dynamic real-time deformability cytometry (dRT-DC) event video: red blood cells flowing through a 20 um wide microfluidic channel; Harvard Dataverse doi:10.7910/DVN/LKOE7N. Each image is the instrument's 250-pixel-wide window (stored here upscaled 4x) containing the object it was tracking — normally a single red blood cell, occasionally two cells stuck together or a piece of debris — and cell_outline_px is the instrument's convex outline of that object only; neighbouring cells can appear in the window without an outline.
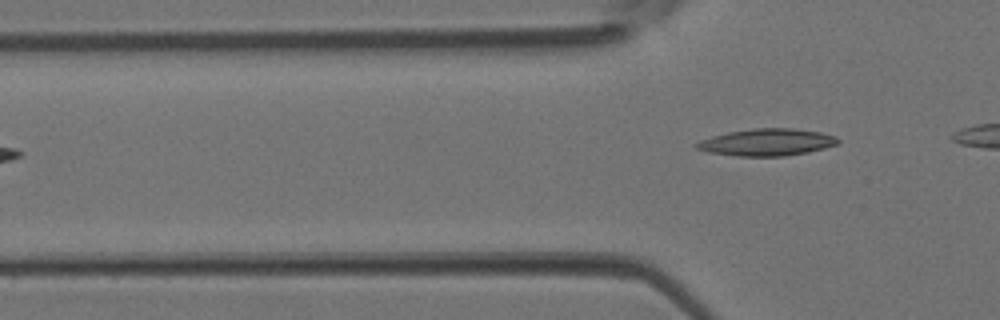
{"species": "Egyptian fruit bat (a non-hibernating species)", "species_latin": "Rousettus aegyptiacus", "temperature_condition": "room temperature", "stored_images_in_passage": 3, "camera_frame_rate_fps": 3000, "um_per_image_px": 0.085, "animal": {"sex": "female"}, "frame": {"image": 1, "passage_image": 3, "time_ms": 0.667, "image_size_px": [1000, 320], "cell_outline_px": [[840, 140], [836, 144], [824, 148], [808, 152], [784, 156], [736, 156], [708, 152], [696, 148], [692, 144], [700, 140], [712, 136], [728, 132], [752, 128], [792, 128], [820, 132], [836, 136]], "centroid_in_image_um": [65.15, 12.09], "position_along_channel_um": 60.6, "area_um2": 22.31}}